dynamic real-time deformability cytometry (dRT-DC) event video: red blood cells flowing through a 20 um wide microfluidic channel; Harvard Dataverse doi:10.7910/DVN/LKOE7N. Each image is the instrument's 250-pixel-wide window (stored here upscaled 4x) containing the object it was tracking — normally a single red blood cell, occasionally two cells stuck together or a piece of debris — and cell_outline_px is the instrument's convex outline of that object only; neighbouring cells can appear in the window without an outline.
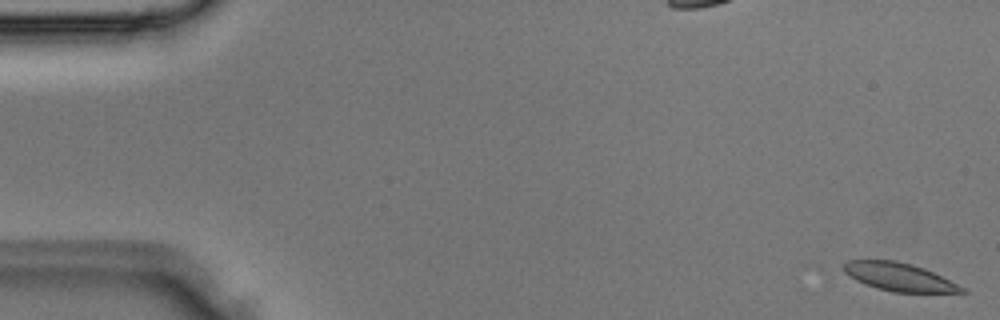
{"species": "Egyptian fruit bat (a non-hibernating species)", "species_latin": "Rousettus aegyptiacus", "temperature_condition": "room temperature", "stored_images_in_passage": 3, "camera_frame_rate_fps": 3000, "um_per_image_px": 0.085, "animal": {"sex": "male"}, "frame": {"image": 1, "passage_image": 1, "time_ms": 0.0, "image_size_px": [1000, 320], "cell_outline_px": [[968, 292], [892, 292], [864, 284], [856, 280], [844, 272], [844, 264], [848, 260], [896, 260], [912, 264], [924, 268], [964, 288]], "centroid_in_image_um": [76.38, 23.53], "position_along_channel_um": 8.6, "area_um2": 19.02}}